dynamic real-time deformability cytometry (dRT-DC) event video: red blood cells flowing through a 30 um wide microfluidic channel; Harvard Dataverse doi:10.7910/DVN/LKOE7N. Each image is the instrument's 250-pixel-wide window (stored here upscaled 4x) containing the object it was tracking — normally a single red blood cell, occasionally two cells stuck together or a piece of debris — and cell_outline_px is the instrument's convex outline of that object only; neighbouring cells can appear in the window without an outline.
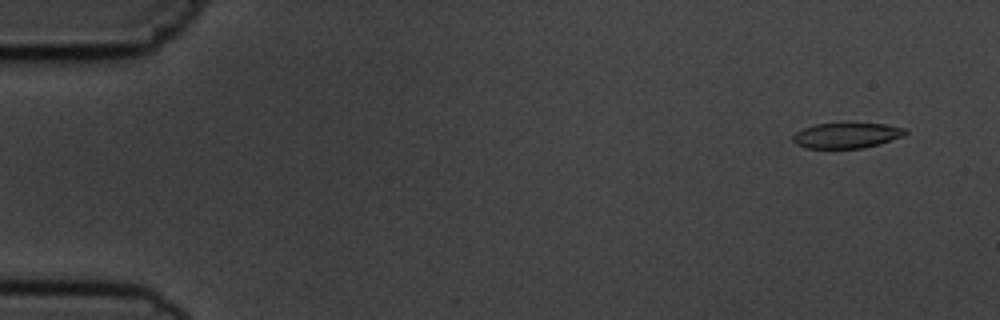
{"species": "common noctule bat (a hibernating species)", "species_latin": "Nyctalus noctula", "temperature_condition": "cold", "stored_images_in_passage": 9, "camera_frame_rate_fps": 3000, "um_per_image_px": 0.085, "animal": {"sex": "male", "body_mass_g": 19.5, "forearm_length_mm": 54.6}, "frame": {"image": 1, "passage_image": 1, "time_ms": 0.0, "image_size_px": [1000, 320], "cell_outline_px": [[908, 132], [904, 136], [880, 144], [864, 148], [808, 148], [796, 144], [792, 140], [792, 136], [796, 132], [804, 128], [816, 124], [884, 124], [908, 128]], "centroid_in_image_um": [72.01, 11.52], "position_along_channel_um": 13.0, "area_um2": 16.59}}
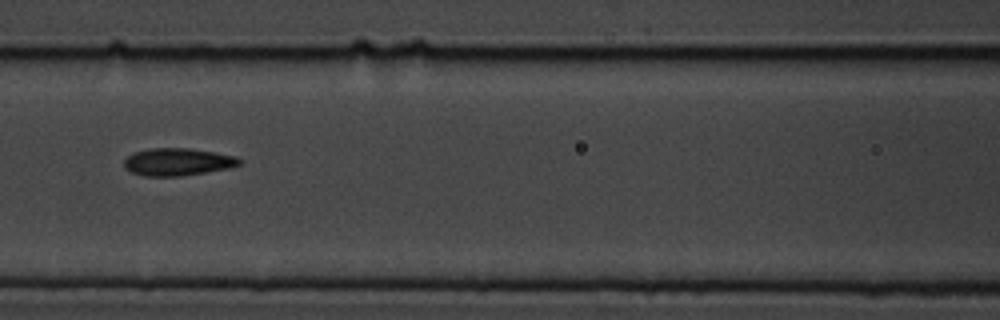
{"frame": {"image": 2, "passage_image": 7, "time_ms": 7.0, "image_size_px": [1000, 320], "cell_outline_px": [[244, 160], [240, 164], [228, 168], [180, 176], [144, 176], [132, 172], [124, 168], [124, 160], [132, 152], [152, 148], [188, 148], [236, 156]], "centroid_in_image_um": [15.08, 13.76], "position_along_channel_um": 151.5, "area_um2": 18.38}}
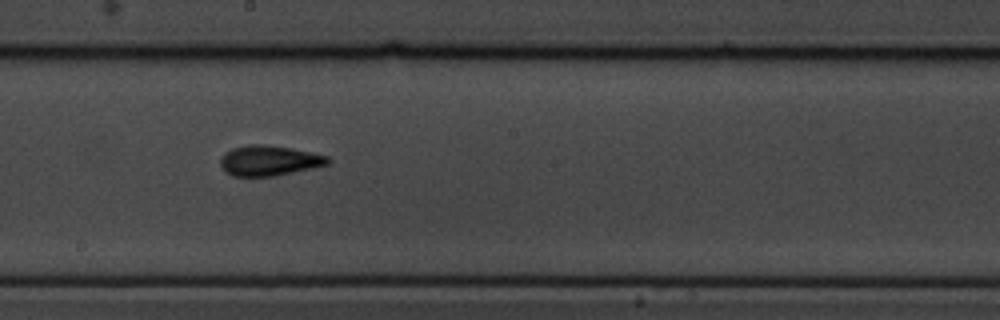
{"frame": {"image": 3, "passage_image": 9, "time_ms": 9.0, "image_size_px": [1000, 320], "cell_outline_px": [[332, 160], [328, 164], [312, 168], [276, 176], [232, 176], [224, 172], [220, 164], [220, 156], [224, 152], [232, 148], [248, 144], [264, 144], [292, 148], [328, 156]], "centroid_in_image_um": [22.84, 13.65], "position_along_channel_um": 225.4, "area_um2": 19.19}}